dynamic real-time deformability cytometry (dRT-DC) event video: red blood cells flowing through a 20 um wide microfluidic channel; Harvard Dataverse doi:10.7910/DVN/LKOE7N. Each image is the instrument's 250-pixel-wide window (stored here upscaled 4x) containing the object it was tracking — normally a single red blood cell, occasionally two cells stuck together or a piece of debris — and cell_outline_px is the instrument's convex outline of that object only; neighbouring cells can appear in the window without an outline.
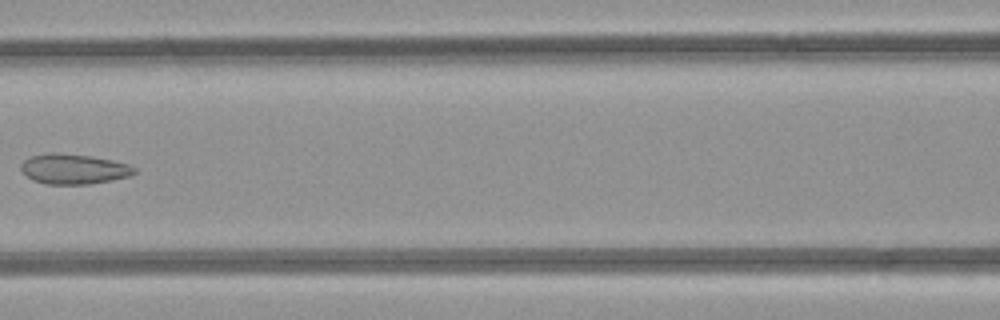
{"species": "common noctule bat (a hibernating species)", "species_latin": "Nyctalus noctula", "temperature_condition": "room temperature", "stored_images_in_passage": 4, "camera_frame_rate_fps": 3000, "um_per_image_px": 0.085, "animal": {"sex": "female", "body_mass_g": 21.9}, "frame": {"image": 1, "passage_image": 4, "time_ms": 3.333, "image_size_px": [1000, 320], "cell_outline_px": [[136, 172], [132, 176], [112, 180], [88, 184], [44, 184], [32, 180], [20, 168], [20, 164], [24, 160], [32, 156], [52, 152], [88, 156], [112, 160], [128, 164], [136, 168]], "centroid_in_image_um": [6.28, 14.37], "position_along_channel_um": 160.3, "area_um2": 19.83}}